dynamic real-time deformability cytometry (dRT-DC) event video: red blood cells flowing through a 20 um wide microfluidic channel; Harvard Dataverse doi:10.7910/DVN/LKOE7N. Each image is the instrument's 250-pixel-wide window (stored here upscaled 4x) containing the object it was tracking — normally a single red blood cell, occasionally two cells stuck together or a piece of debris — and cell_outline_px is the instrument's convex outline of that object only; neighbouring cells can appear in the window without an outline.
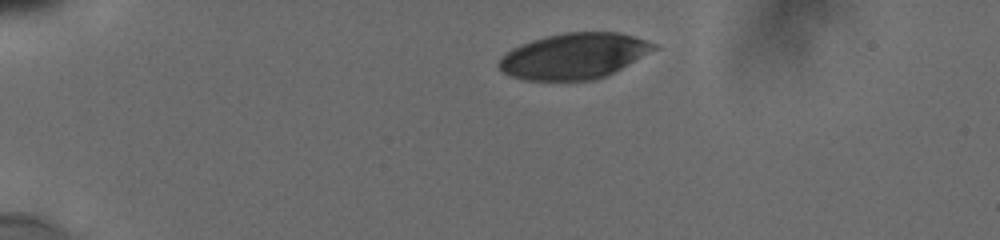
{"species": "human", "species_latin": "Homo sapiens", "temperature_condition": "cold", "stored_images_in_passage": 26, "camera_frame_rate_fps": 3000, "um_per_image_px": 0.085, "donor": {"sex": "male"}, "frame": {"image": 1, "passage_image": 1, "time_ms": 0.0, "image_size_px": [1000, 240], "cell_outline_px": [[660, 48], [604, 76], [592, 80], [524, 80], [512, 76], [504, 72], [496, 64], [500, 56], [512, 48], [520, 44], [532, 40], [548, 36], [568, 32], [616, 32], [632, 36], [660, 44]], "centroid_in_image_um": [48.79, 4.75], "position_along_channel_um": 36.2, "area_um2": 41.15}}
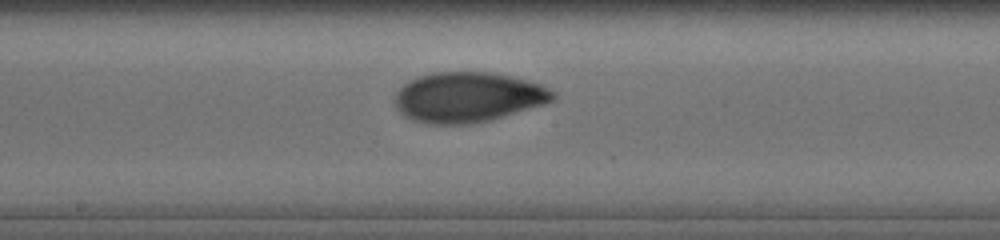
{"frame": {"image": 2, "passage_image": 12, "time_ms": 6.333, "image_size_px": [1000, 240], "cell_outline_px": [[556, 96], [552, 100], [544, 104], [492, 120], [468, 124], [428, 124], [412, 120], [404, 116], [396, 108], [396, 92], [408, 80], [416, 76], [432, 72], [492, 72], [512, 76], [540, 84], [556, 92]], "centroid_in_image_um": [39.76, 8.26], "position_along_channel_um": 208.4, "area_um2": 46.41}}
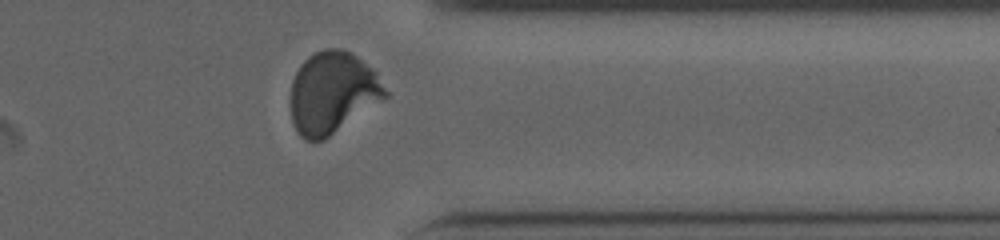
{"frame": {"image": 3, "passage_image": 23, "time_ms": 11.0, "image_size_px": [1000, 240], "cell_outline_px": [[388, 96], [324, 140], [304, 140], [300, 136], [292, 124], [292, 80], [300, 64], [308, 56], [324, 48], [340, 48], [352, 52], [372, 68], [376, 72], [388, 92]], "centroid_in_image_um": [28.27, 7.86], "position_along_channel_um": 383.1, "area_um2": 44.97}, "authors_computed_cell_mechanics": {"area_um2": 44.506, "velocity_mm_per_s": 3.8113, "shape_relaxation_time_tau1_ms": 4.5612, "shape_relaxation_time_tau2_ms": 0.9388, "deformation_change_tau1": 0.1404, "deformation_change_tau2": 0.0421}}